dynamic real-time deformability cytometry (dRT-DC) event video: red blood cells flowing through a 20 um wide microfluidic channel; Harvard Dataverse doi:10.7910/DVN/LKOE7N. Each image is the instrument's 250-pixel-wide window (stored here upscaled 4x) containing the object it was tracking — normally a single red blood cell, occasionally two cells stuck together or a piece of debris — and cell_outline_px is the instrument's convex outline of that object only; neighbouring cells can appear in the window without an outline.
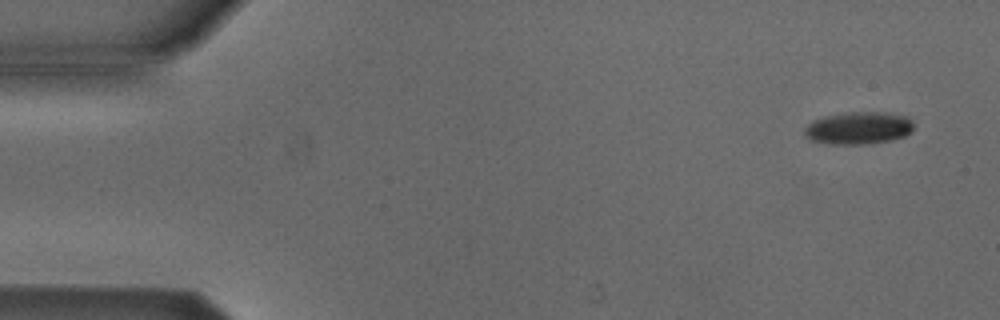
{"species": "Egyptian fruit bat (a non-hibernating species)", "species_latin": "Rousettus aegyptiacus", "temperature_condition": "cold", "stored_images_in_passage": 5, "camera_frame_rate_fps": 3000, "um_per_image_px": 0.085, "animal": {"sex": "male"}, "frame": {"image": 1, "passage_image": 1, "time_ms": 0.0, "image_size_px": [1000, 320], "cell_outline_px": [[912, 132], [904, 136], [892, 140], [868, 144], [832, 144], [812, 140], [804, 132], [804, 128], [812, 120], [824, 116], [852, 112], [884, 112], [904, 116], [912, 120]], "centroid_in_image_um": [72.98, 10.88], "position_along_channel_um": 12.0, "area_um2": 20.52}}
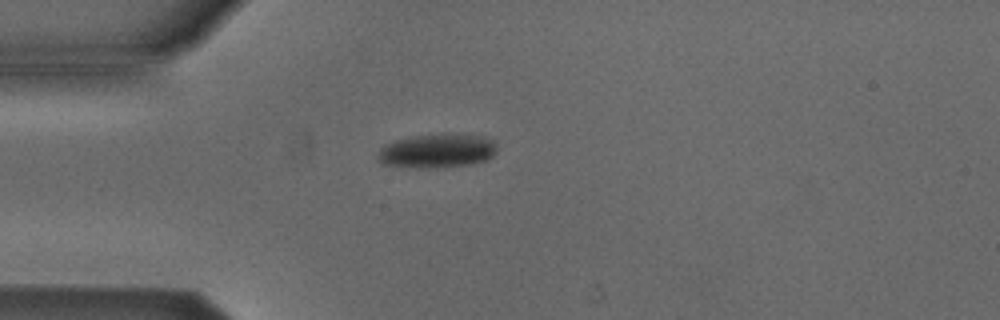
{"frame": {"image": 2, "passage_image": 4, "time_ms": 3.667, "image_size_px": [1000, 320], "cell_outline_px": [[496, 152], [488, 160], [472, 164], [444, 168], [420, 168], [384, 164], [380, 160], [380, 148], [396, 140], [412, 136], [444, 132], [480, 136], [492, 140], [496, 144]], "centroid_in_image_um": [37.23, 12.81], "position_along_channel_um": 47.8, "area_um2": 23.81}}